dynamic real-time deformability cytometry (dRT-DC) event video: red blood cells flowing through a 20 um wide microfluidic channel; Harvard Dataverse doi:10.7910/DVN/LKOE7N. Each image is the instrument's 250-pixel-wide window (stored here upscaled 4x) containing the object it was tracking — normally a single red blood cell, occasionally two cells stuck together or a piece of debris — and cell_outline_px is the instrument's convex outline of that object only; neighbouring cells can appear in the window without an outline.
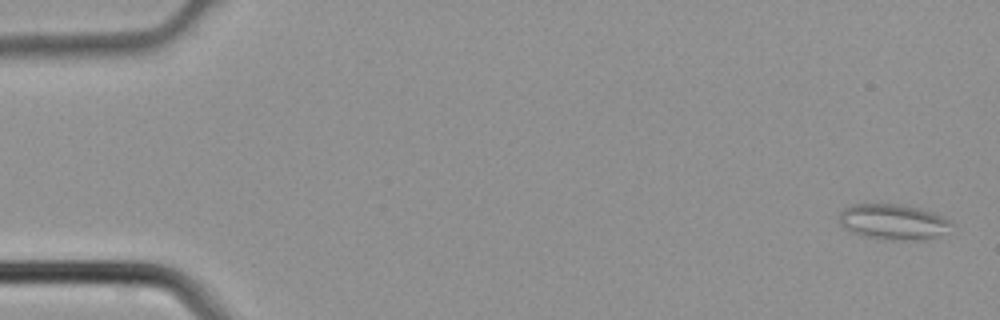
{"species": "common noctule bat (a hibernating species)", "species_latin": "Nyctalus noctula", "temperature_condition": "cold", "stored_images_in_passage": 4, "camera_frame_rate_fps": 3000, "um_per_image_px": 0.085, "animal": {"sex": "male", "body_mass_g": 21.5, "forearm_length_mm": 52.0}, "frame": {"image": 1, "passage_image": 1, "time_ms": 0.0, "image_size_px": [1000, 320], "cell_outline_px": [[952, 224], [936, 236], [916, 240], [892, 240], [864, 236], [852, 232], [844, 228], [840, 224], [840, 212], [844, 208], [852, 204], [900, 204], [920, 208], [944, 216], [952, 220]], "centroid_in_image_um": [75.89, 18.84], "position_along_channel_um": 9.1, "area_um2": 23.0}}